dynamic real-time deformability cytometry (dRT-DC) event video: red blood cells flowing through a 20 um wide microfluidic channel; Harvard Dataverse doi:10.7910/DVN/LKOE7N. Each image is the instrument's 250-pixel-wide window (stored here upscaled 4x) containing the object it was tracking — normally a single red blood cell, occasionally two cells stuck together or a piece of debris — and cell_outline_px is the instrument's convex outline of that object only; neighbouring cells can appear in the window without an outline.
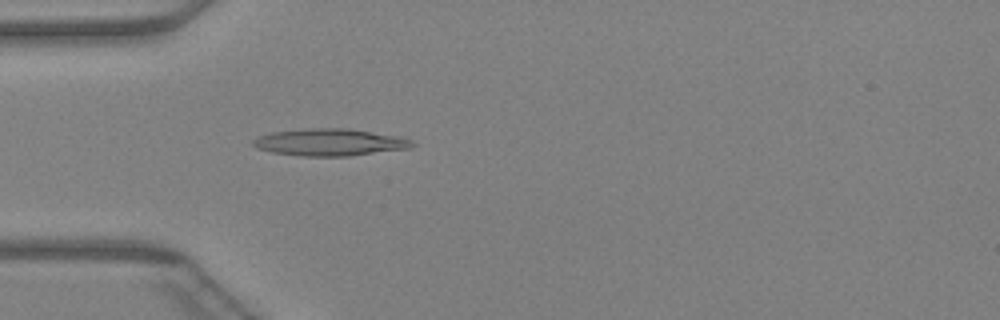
{"species": "Egyptian fruit bat (a non-hibernating species)", "species_latin": "Rousettus aegyptiacus", "temperature_condition": "warm", "stored_images_in_passage": 43, "camera_frame_rate_fps": 3000, "um_per_image_px": 0.085, "animal": {"sex": "female"}, "frame": {"image": 1, "passage_image": 11, "time_ms": 3.333, "image_size_px": [1000, 320], "cell_outline_px": [[416, 144], [412, 148], [348, 156], [304, 156], [272, 152], [256, 148], [252, 144], [252, 140], [256, 136], [272, 132], [308, 128], [348, 128], [400, 136], [412, 140]], "centroid_in_image_um": [28.05, 12.09], "position_along_channel_um": 57.0, "area_um2": 25.32}}
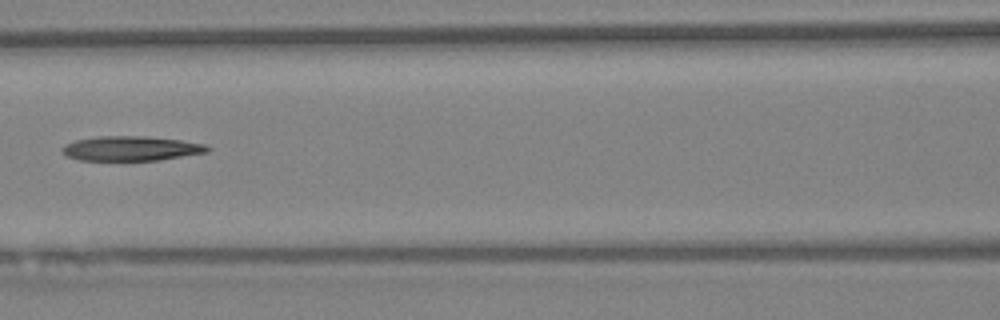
{"frame": {"image": 2, "passage_image": 18, "time_ms": 5.667, "image_size_px": [1000, 320], "cell_outline_px": [[212, 148], [208, 152], [160, 160], [80, 160], [68, 156], [60, 148], [64, 144], [76, 140], [96, 136], [148, 136], [180, 140], [204, 144]], "centroid_in_image_um": [11.15, 12.61], "position_along_channel_um": 155.4, "area_um2": 20.87}}
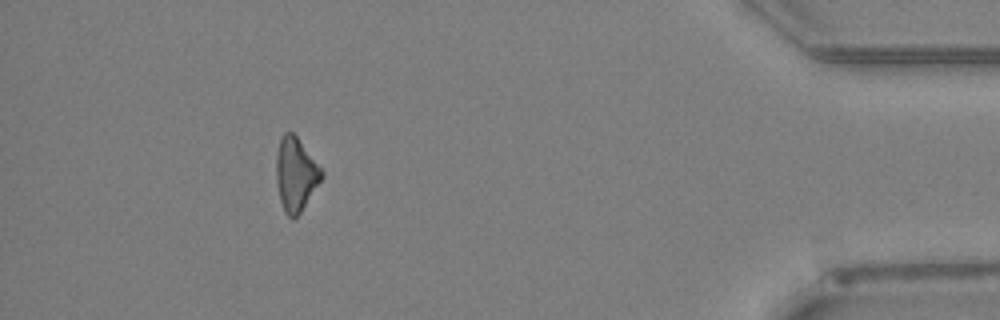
{"frame": {"image": 3, "passage_image": 39, "time_ms": 12.667, "image_size_px": [1000, 320], "cell_outline_px": [[324, 176], [300, 212], [292, 220], [284, 212], [280, 200], [276, 184], [276, 156], [280, 136], [284, 132], [292, 132], [296, 136], [324, 172]], "centroid_in_image_um": [25.11, 14.82], "position_along_channel_um": 410.1, "area_um2": 19.36}}